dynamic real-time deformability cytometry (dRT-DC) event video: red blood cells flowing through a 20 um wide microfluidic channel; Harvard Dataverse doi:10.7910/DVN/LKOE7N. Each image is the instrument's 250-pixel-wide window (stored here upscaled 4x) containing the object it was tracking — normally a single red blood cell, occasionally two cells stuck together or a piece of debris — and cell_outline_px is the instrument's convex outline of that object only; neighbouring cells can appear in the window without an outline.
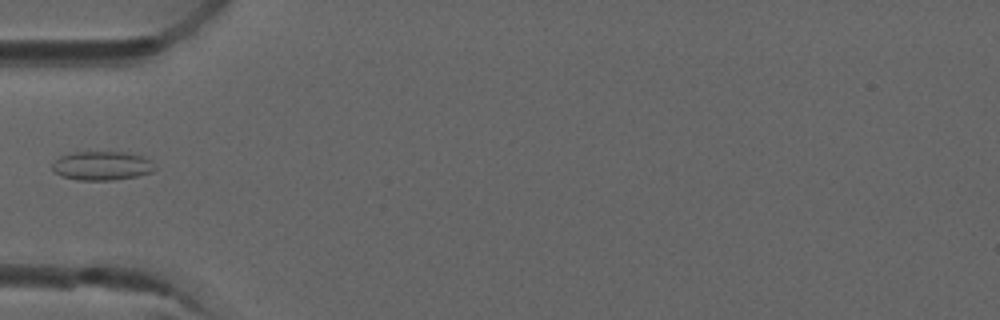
{"species": "common noctule bat (a hibernating species)", "species_latin": "Nyctalus noctula", "temperature_condition": "room temperature", "stored_images_in_passage": 5, "camera_frame_rate_fps": 3000, "um_per_image_px": 0.085, "animal": {"sex": "male", "forearm_length_mm": 52.5}, "frame": {"image": 1, "passage_image": 5, "time_ms": 1.333, "image_size_px": [1000, 320], "cell_outline_px": [[156, 168], [152, 172], [136, 176], [112, 180], [80, 180], [60, 176], [52, 168], [52, 164], [60, 156], [76, 152], [128, 152], [140, 156], [148, 160]], "centroid_in_image_um": [8.64, 14.09], "position_along_channel_um": 76.4, "area_um2": 17.05}}